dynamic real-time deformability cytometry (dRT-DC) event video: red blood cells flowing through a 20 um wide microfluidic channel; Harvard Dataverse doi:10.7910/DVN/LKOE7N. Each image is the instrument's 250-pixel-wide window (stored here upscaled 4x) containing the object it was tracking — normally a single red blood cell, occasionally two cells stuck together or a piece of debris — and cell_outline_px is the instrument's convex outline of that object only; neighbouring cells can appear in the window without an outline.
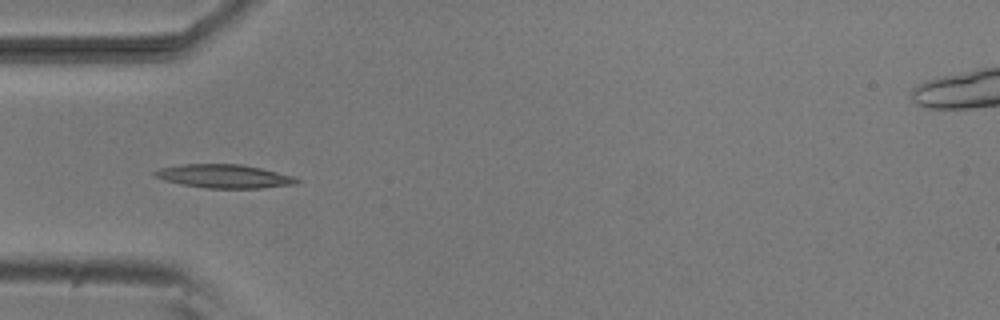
{"species": "common noctule bat (a hibernating species)", "species_latin": "Nyctalus noctula", "temperature_condition": "room temperature", "stored_images_in_passage": 4, "camera_frame_rate_fps": 3000, "um_per_image_px": 0.085, "animal": {"sex": "male", "body_mass_g": 20.5, "forearm_length_mm": 52.5}, "frame": {"image": 1, "passage_image": 1, "time_ms": 0.0, "image_size_px": [1000, 320], "cell_outline_px": [[300, 180], [296, 184], [260, 188], [204, 188], [180, 184], [164, 180], [156, 176], [152, 172], [160, 168], [180, 164], [240, 164], [260, 168], [292, 176]], "centroid_in_image_um": [19.01, 14.98], "position_along_channel_um": 66.0, "area_um2": 19.36}}